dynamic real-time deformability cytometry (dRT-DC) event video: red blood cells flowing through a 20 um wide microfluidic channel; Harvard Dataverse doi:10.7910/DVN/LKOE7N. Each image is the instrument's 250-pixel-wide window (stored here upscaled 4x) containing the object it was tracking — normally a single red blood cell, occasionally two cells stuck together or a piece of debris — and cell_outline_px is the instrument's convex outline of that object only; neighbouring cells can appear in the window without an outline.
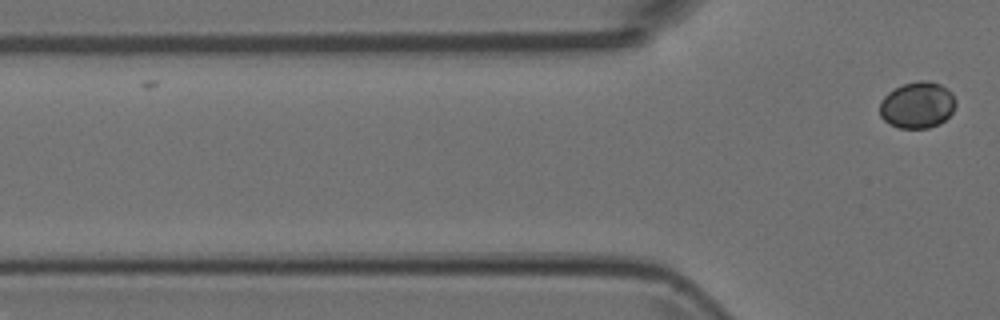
{"species": "Egyptian fruit bat (a non-hibernating species)", "species_latin": "Rousettus aegyptiacus", "temperature_condition": "room temperature", "stored_images_in_passage": 2, "camera_frame_rate_fps": 3000, "um_per_image_px": 0.085, "animal": {"sex": "female"}, "frame": {"image": 1, "passage_image": 2, "time_ms": 0.333, "image_size_px": [1000, 320], "cell_outline_px": [[956, 104], [952, 112], [940, 124], [928, 128], [900, 128], [888, 124], [880, 116], [880, 100], [888, 92], [904, 84], [920, 80], [928, 80], [940, 84], [948, 88], [952, 92], [956, 100]], "centroid_in_image_um": [77.98, 8.93], "position_along_channel_um": 47.8, "area_um2": 20.75}}